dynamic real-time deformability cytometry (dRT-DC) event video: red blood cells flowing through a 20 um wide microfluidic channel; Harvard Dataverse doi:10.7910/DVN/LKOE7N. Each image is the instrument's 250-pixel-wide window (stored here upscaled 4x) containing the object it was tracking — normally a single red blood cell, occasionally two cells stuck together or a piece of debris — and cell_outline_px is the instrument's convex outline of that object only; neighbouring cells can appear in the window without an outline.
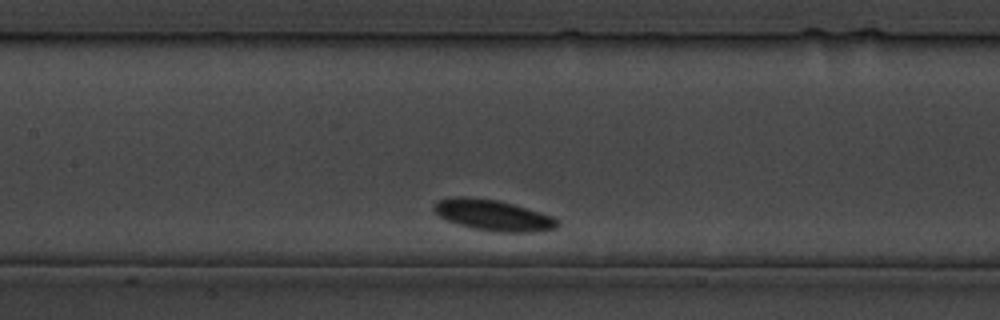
{"species": "common noctule bat (a hibernating species)", "species_latin": "Nyctalus noctula", "temperature_condition": "cold", "stored_images_in_passage": 29, "camera_frame_rate_fps": 3000, "um_per_image_px": 0.085, "animal": {"sex": "male", "body_mass_g": 19.5, "forearm_length_mm": 54.6}, "frame": {"image": 1, "passage_image": 9, "time_ms": 9.333, "image_size_px": [1000, 320], "cell_outline_px": [[560, 224], [556, 228], [532, 232], [500, 232], [472, 228], [448, 220], [432, 212], [432, 208], [436, 200], [448, 196], [468, 196], [500, 200], [540, 212], [552, 216], [560, 220]], "centroid_in_image_um": [41.88, 18.27], "position_along_channel_um": 165.5, "area_um2": 22.54}}